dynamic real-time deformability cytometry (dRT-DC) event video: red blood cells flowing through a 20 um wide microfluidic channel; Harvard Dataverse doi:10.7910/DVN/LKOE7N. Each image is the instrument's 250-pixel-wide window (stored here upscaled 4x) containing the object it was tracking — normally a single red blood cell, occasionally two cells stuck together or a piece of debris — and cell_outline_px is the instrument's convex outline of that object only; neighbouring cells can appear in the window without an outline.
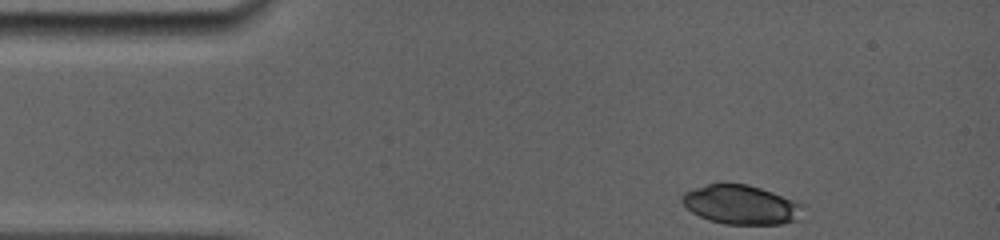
{"species": "common noctule bat (a hibernating species)", "species_latin": "Nyctalus noctula", "temperature_condition": "room temperature", "stored_images_in_passage": 4, "camera_frame_rate_fps": 5000, "um_per_image_px": 0.085, "animal": {"sex": "female", "body_mass_g": 19.0, "forearm_length_mm": 56.7}, "frame": {"image": 1, "passage_image": 1, "time_ms": 0.0, "image_size_px": [1000, 240], "cell_outline_px": [[808, 204], [804, 220], [780, 224], [724, 224], [708, 220], [692, 212], [680, 200], [680, 196], [684, 192], [692, 188], [708, 184], [748, 184]], "centroid_in_image_um": [63.12, 17.42], "position_along_channel_um": 21.9, "area_um2": 28.38}}
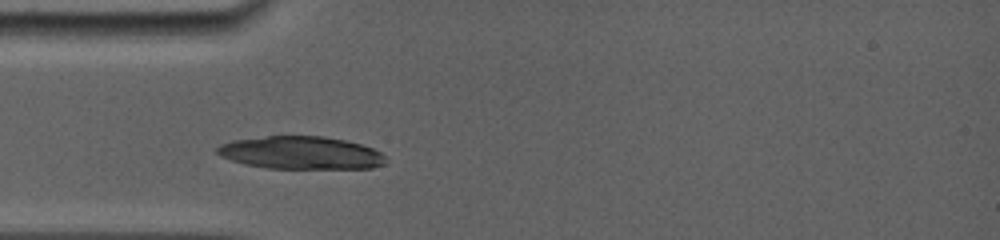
{"frame": {"image": 2, "passage_image": 4, "time_ms": 2.6, "image_size_px": [1000, 240], "cell_outline_px": [[384, 164], [372, 168], [268, 168], [244, 164], [220, 156], [216, 152], [216, 148], [220, 144], [232, 140], [268, 136], [324, 136], [344, 140], [360, 144], [372, 148], [380, 152], [384, 156]], "centroid_in_image_um": [25.54, 12.98], "position_along_channel_um": 59.5, "area_um2": 32.02}}